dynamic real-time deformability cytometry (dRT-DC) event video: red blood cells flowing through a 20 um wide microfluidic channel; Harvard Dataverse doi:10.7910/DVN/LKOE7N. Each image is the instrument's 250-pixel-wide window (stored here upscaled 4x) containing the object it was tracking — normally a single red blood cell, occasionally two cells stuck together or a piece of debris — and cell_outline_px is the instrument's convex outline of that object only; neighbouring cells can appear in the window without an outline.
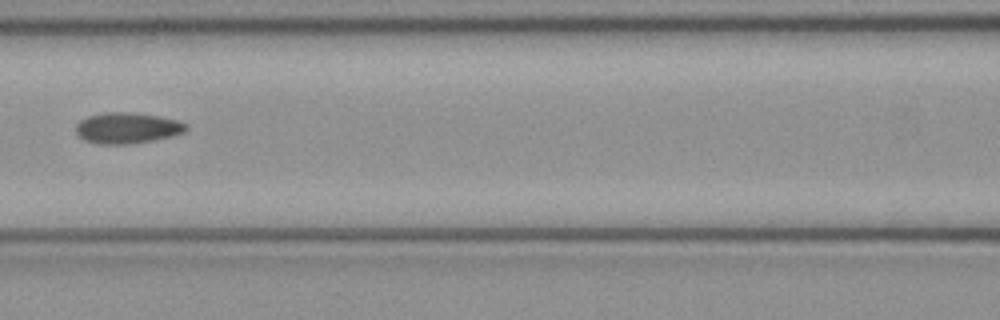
{"species": "common noctule bat (a hibernating species)", "species_latin": "Nyctalus noctula", "temperature_condition": "cold", "stored_images_in_passage": 6, "camera_frame_rate_fps": 3000, "um_per_image_px": 0.085, "animal": {"sex": "female", "body_mass_g": 21.9}, "frame": {"image": 1, "passage_image": 4, "time_ms": 1.0, "image_size_px": [1000, 320], "cell_outline_px": [[188, 128], [184, 132], [172, 136], [152, 140], [128, 144], [96, 144], [84, 140], [76, 132], [76, 124], [80, 120], [88, 116], [104, 112], [128, 112], [160, 116], [176, 120], [188, 124]], "centroid_in_image_um": [10.8, 10.88], "position_along_channel_um": 155.8, "area_um2": 19.88}}
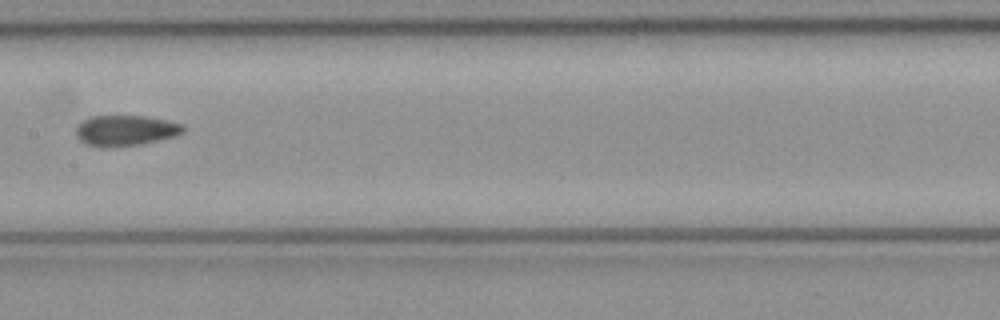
{"frame": {"image": 2, "passage_image": 5, "time_ms": 1.333, "image_size_px": [1000, 320], "cell_outline_px": [[184, 132], [176, 136], [140, 144], [108, 148], [100, 148], [88, 144], [80, 140], [76, 136], [76, 128], [84, 120], [92, 116], [144, 116], [184, 124]], "centroid_in_image_um": [10.67, 11.1], "position_along_channel_um": 196.7, "area_um2": 19.07}}
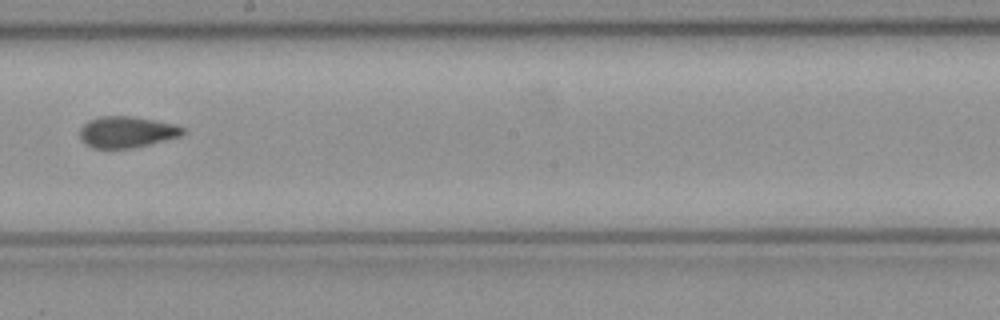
{"frame": {"image": 3, "passage_image": 6, "time_ms": 1.667, "image_size_px": [1000, 320], "cell_outline_px": [[184, 132], [180, 136], [132, 148], [92, 148], [84, 144], [80, 140], [80, 128], [88, 120], [100, 116], [132, 116], [176, 124], [184, 128]], "centroid_in_image_um": [10.73, 11.21], "position_along_channel_um": 237.5, "area_um2": 18.79}}